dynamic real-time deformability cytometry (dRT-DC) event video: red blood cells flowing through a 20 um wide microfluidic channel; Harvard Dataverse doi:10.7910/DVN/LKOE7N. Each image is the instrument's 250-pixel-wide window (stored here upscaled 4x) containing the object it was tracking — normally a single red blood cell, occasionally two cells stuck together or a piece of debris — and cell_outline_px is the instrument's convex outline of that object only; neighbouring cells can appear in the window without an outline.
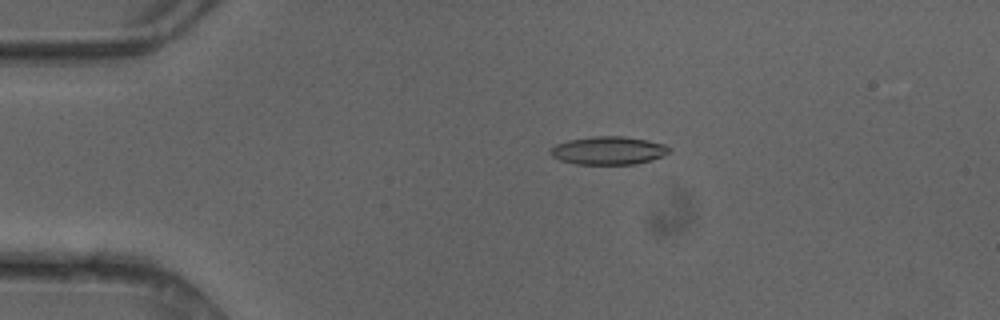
{"species": "common noctule bat (a hibernating species)", "species_latin": "Nyctalus noctula", "temperature_condition": "cold", "stored_images_in_passage": 4, "camera_frame_rate_fps": 3000, "um_per_image_px": 0.085, "animal": {"sex": "female"}, "frame": {"image": 1, "passage_image": 3, "time_ms": 0.667, "image_size_px": [1000, 320], "cell_outline_px": [[672, 152], [664, 156], [652, 160], [636, 164], [576, 164], [560, 160], [552, 156], [552, 148], [556, 144], [568, 140], [592, 136], [624, 136], [648, 140], [664, 144], [672, 148]], "centroid_in_image_um": [51.79, 12.79], "position_along_channel_um": 33.2, "area_um2": 19.59}}